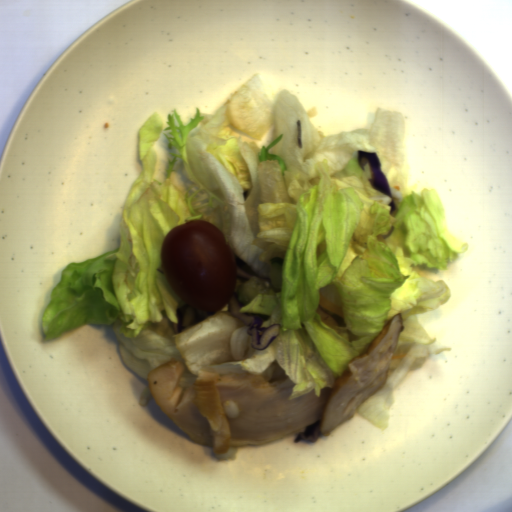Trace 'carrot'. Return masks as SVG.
<instances>
[{"mask_svg":"<svg viewBox=\"0 0 512 512\" xmlns=\"http://www.w3.org/2000/svg\"><path fill=\"white\" fill-rule=\"evenodd\" d=\"M318 305L320 307L330 311L334 315H337V316L342 317V318L345 319L344 308H341L338 305H336L335 303H333L330 300H328L325 297V295L320 290H319V302H318Z\"/></svg>","mask_w":512,"mask_h":512,"instance_id":"obj_1","label":"carrot"}]
</instances>
